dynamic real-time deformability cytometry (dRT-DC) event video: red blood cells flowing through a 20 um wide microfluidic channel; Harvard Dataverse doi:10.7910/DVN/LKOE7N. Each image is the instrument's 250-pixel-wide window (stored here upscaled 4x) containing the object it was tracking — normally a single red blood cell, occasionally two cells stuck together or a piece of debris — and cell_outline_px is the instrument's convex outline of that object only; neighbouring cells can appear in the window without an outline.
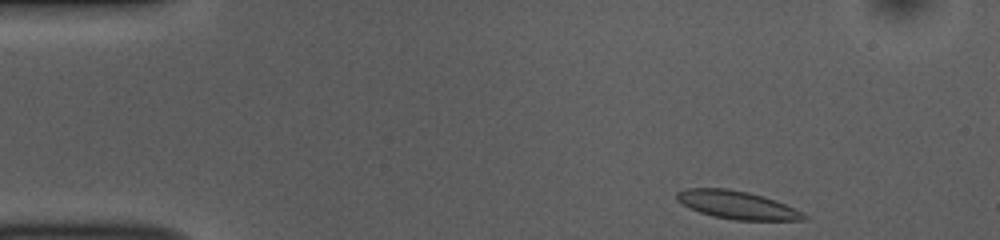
{"species": "common noctule bat (a hibernating species)", "species_latin": "Nyctalus noctula", "temperature_condition": "room temperature", "stored_images_in_passage": 47, "camera_frame_rate_fps": 3000, "um_per_image_px": 0.085, "animal": {"sex": "female", "body_mass_g": 10.0, "forearm_length_mm": 53.1}, "frame": {"image": 1, "passage_image": 1, "time_ms": 0.0, "image_size_px": [1000, 240], "cell_outline_px": [[808, 220], [732, 220], [712, 216], [700, 212], [676, 200], [676, 192], [688, 188], [728, 188], [748, 192], [764, 196], [776, 200], [808, 216]], "centroid_in_image_um": [62.64, 17.42], "position_along_channel_um": 22.4, "area_um2": 20.63}}
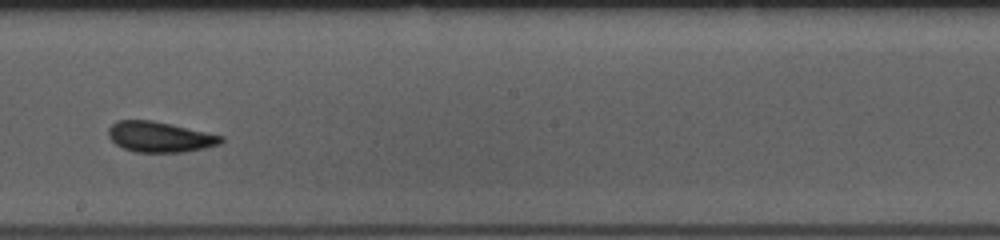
{"frame": {"image": 2, "passage_image": 24, "time_ms": 7.667, "image_size_px": [1000, 240], "cell_outline_px": [[224, 140], [220, 144], [204, 148], [184, 152], [136, 152], [124, 148], [116, 144], [108, 136], [108, 128], [116, 120], [152, 120], [172, 124], [224, 136]], "centroid_in_image_um": [13.58, 11.63], "position_along_channel_um": 234.6, "area_um2": 20.06}}
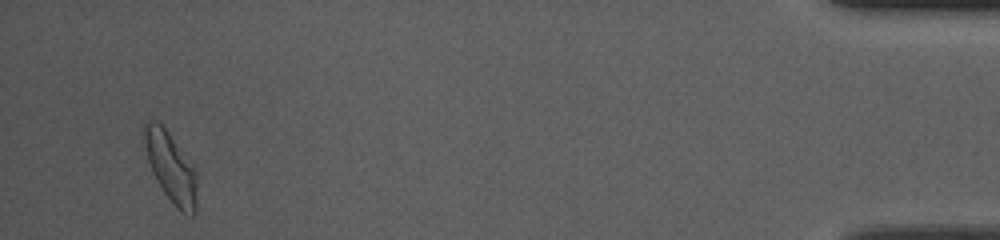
{"frame": {"image": 3, "passage_image": 45, "time_ms": 14.667, "image_size_px": [1000, 240], "cell_outline_px": [[196, 212], [192, 216], [180, 212], [176, 208], [164, 192], [156, 180], [152, 172], [140, 140], [140, 128], [148, 120], [152, 120], [160, 124], [168, 132], [196, 172]], "centroid_in_image_um": [14.44, 14.19], "position_along_channel_um": 420.8, "area_um2": 21.68}}